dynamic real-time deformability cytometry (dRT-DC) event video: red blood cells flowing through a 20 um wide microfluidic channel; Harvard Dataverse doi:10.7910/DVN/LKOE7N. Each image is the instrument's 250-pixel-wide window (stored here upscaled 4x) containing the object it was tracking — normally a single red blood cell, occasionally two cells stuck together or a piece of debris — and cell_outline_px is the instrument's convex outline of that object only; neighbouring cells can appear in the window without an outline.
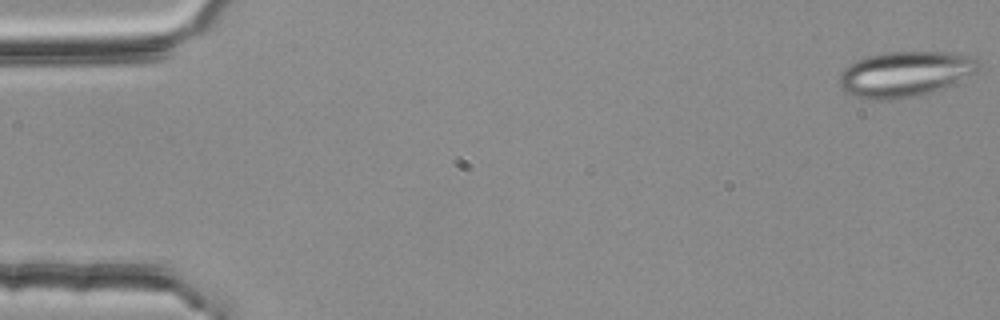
{"species": "common noctule bat (a hibernating species)", "species_latin": "Nyctalus noctula", "temperature_condition": "room temperature", "stored_images_in_passage": 54, "segment_of_instrument_passage": [1, 2], "camera_frame_rate_fps": 3000, "um_per_image_px": 0.085, "animal": {"sex": "female", "body_mass_g": 25.1}, "frame": {"image": 1, "passage_image": 1, "time_ms": 0.0, "image_size_px": [1000, 320], "cell_outline_px": [[984, 64], [976, 72], [944, 88], [920, 96], [900, 100], [868, 100], [844, 92], [840, 88], [840, 76], [844, 68], [856, 60], [868, 56], [884, 52], [952, 52], [976, 56]], "centroid_in_image_um": [76.98, 6.3], "position_along_channel_um": 8.0, "area_um2": 37.63}}
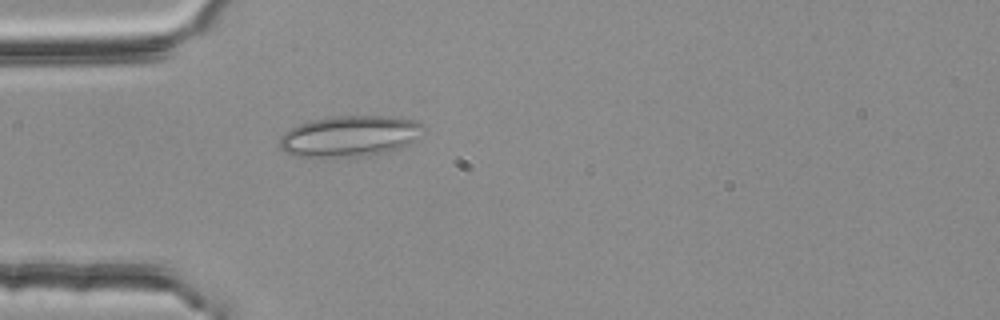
{"frame": {"image": 2, "passage_image": 16, "time_ms": 5.0, "image_size_px": [1000, 320], "cell_outline_px": [[428, 128], [408, 144], [384, 152], [364, 156], [324, 160], [320, 160], [296, 156], [284, 152], [280, 148], [280, 136], [284, 132], [300, 124], [312, 120], [332, 116], [392, 116], [416, 120], [424, 124]], "centroid_in_image_um": [29.7, 11.6], "position_along_channel_um": 55.3, "area_um2": 35.2}}